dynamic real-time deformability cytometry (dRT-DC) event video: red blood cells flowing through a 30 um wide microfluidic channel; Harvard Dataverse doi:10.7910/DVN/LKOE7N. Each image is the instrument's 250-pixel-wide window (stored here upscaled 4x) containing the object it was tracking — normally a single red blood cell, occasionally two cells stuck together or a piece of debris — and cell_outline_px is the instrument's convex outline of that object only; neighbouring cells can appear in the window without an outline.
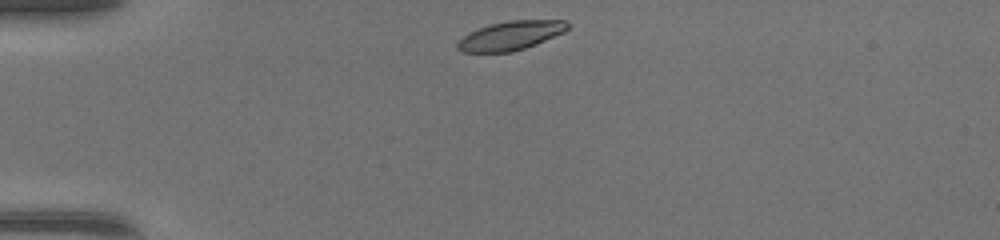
{"species": "common noctule bat (a hibernating species)", "species_latin": "Nyctalus noctula", "temperature_condition": "warm", "stored_images_in_passage": 37, "camera_frame_rate_fps": 3000, "um_per_image_px": 0.085, "animal": {"sex": "female", "body_mass_g": 17.0, "forearm_length_mm": 48.0}, "frame": {"image": 1, "passage_image": 1, "time_ms": 0.0, "image_size_px": [1000, 240], "cell_outline_px": [[572, 24], [564, 32], [536, 44], [512, 52], [460, 52], [456, 48], [456, 44], [468, 32], [488, 24], [512, 20], [564, 20]], "centroid_in_image_um": [43.4, 3.02], "position_along_channel_um": 41.6, "area_um2": 18.67}}
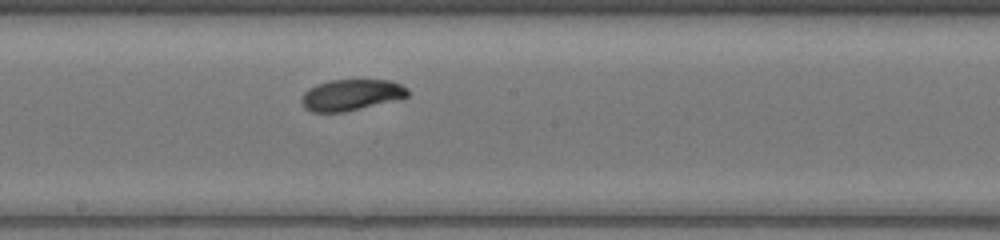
{"frame": {"image": 2, "passage_image": 16, "time_ms": 5.0, "image_size_px": [1000, 240], "cell_outline_px": [[408, 96], [400, 100], [344, 112], [312, 112], [304, 108], [300, 100], [304, 92], [308, 88], [316, 84], [328, 80], [388, 80], [400, 84], [408, 88]], "centroid_in_image_um": [29.85, 8.07], "position_along_channel_um": 218.4, "area_um2": 19.59}}
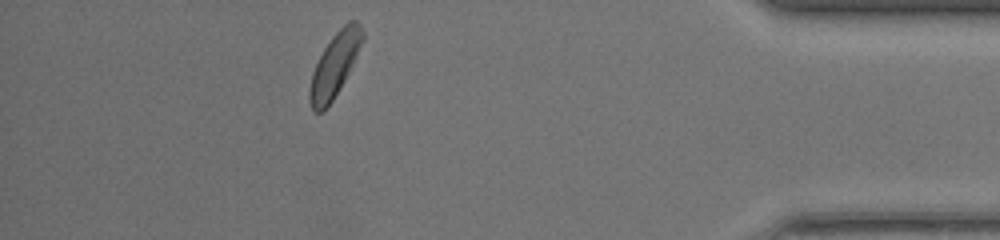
{"frame": {"image": 3, "passage_image": 32, "time_ms": 10.333, "image_size_px": [1000, 240], "cell_outline_px": [[364, 40], [344, 80], [332, 100], [324, 112], [312, 112], [308, 100], [308, 88], [312, 72], [324, 48], [332, 36], [348, 20], [356, 20], [360, 24], [364, 32]], "centroid_in_image_um": [28.42, 5.53], "position_along_channel_um": 406.8, "area_um2": 19.59}, "authors_computed_cell_mechanics": {"area_um2": 19.5942, "velocity_mm_per_s": 4.3461, "shape_relaxation_time_tau1_ms": 2.1506, "shape_relaxation_time_tau2_ms": 5.9998, "deformation_change_tau1": 0.0989, "deformation_change_tau2": 0.1084}}